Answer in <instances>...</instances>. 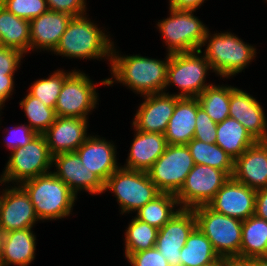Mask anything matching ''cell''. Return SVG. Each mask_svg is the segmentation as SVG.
<instances>
[{
    "label": "cell",
    "instance_id": "38",
    "mask_svg": "<svg viewBox=\"0 0 267 266\" xmlns=\"http://www.w3.org/2000/svg\"><path fill=\"white\" fill-rule=\"evenodd\" d=\"M131 266H169L168 261L156 247L135 252L127 257Z\"/></svg>",
    "mask_w": 267,
    "mask_h": 266
},
{
    "label": "cell",
    "instance_id": "44",
    "mask_svg": "<svg viewBox=\"0 0 267 266\" xmlns=\"http://www.w3.org/2000/svg\"><path fill=\"white\" fill-rule=\"evenodd\" d=\"M205 0H169V8L178 10L198 9Z\"/></svg>",
    "mask_w": 267,
    "mask_h": 266
},
{
    "label": "cell",
    "instance_id": "4",
    "mask_svg": "<svg viewBox=\"0 0 267 266\" xmlns=\"http://www.w3.org/2000/svg\"><path fill=\"white\" fill-rule=\"evenodd\" d=\"M209 29L202 46L207 47L204 52L212 72L222 78L234 76L244 70L256 57V48L249 45L230 32L215 33Z\"/></svg>",
    "mask_w": 267,
    "mask_h": 266
},
{
    "label": "cell",
    "instance_id": "20",
    "mask_svg": "<svg viewBox=\"0 0 267 266\" xmlns=\"http://www.w3.org/2000/svg\"><path fill=\"white\" fill-rule=\"evenodd\" d=\"M232 177L249 188H267V141H257L234 160Z\"/></svg>",
    "mask_w": 267,
    "mask_h": 266
},
{
    "label": "cell",
    "instance_id": "27",
    "mask_svg": "<svg viewBox=\"0 0 267 266\" xmlns=\"http://www.w3.org/2000/svg\"><path fill=\"white\" fill-rule=\"evenodd\" d=\"M240 259L267 257V221L252 215L242 223Z\"/></svg>",
    "mask_w": 267,
    "mask_h": 266
},
{
    "label": "cell",
    "instance_id": "18",
    "mask_svg": "<svg viewBox=\"0 0 267 266\" xmlns=\"http://www.w3.org/2000/svg\"><path fill=\"white\" fill-rule=\"evenodd\" d=\"M229 117L239 121L257 141H267L263 107L249 93L230 85Z\"/></svg>",
    "mask_w": 267,
    "mask_h": 266
},
{
    "label": "cell",
    "instance_id": "36",
    "mask_svg": "<svg viewBox=\"0 0 267 266\" xmlns=\"http://www.w3.org/2000/svg\"><path fill=\"white\" fill-rule=\"evenodd\" d=\"M0 2L9 12L28 21L49 10L46 0H0Z\"/></svg>",
    "mask_w": 267,
    "mask_h": 266
},
{
    "label": "cell",
    "instance_id": "14",
    "mask_svg": "<svg viewBox=\"0 0 267 266\" xmlns=\"http://www.w3.org/2000/svg\"><path fill=\"white\" fill-rule=\"evenodd\" d=\"M7 186L0 195V228L4 233L33 228L39 221L26 191L20 186Z\"/></svg>",
    "mask_w": 267,
    "mask_h": 266
},
{
    "label": "cell",
    "instance_id": "48",
    "mask_svg": "<svg viewBox=\"0 0 267 266\" xmlns=\"http://www.w3.org/2000/svg\"><path fill=\"white\" fill-rule=\"evenodd\" d=\"M206 266H226V259L219 258L216 262H213Z\"/></svg>",
    "mask_w": 267,
    "mask_h": 266
},
{
    "label": "cell",
    "instance_id": "33",
    "mask_svg": "<svg viewBox=\"0 0 267 266\" xmlns=\"http://www.w3.org/2000/svg\"><path fill=\"white\" fill-rule=\"evenodd\" d=\"M125 230V257L155 247L158 229L136 217L132 218Z\"/></svg>",
    "mask_w": 267,
    "mask_h": 266
},
{
    "label": "cell",
    "instance_id": "9",
    "mask_svg": "<svg viewBox=\"0 0 267 266\" xmlns=\"http://www.w3.org/2000/svg\"><path fill=\"white\" fill-rule=\"evenodd\" d=\"M201 54L202 50L170 54L165 89L175 85L180 89L178 97L197 98L211 86L205 82L211 66Z\"/></svg>",
    "mask_w": 267,
    "mask_h": 266
},
{
    "label": "cell",
    "instance_id": "10",
    "mask_svg": "<svg viewBox=\"0 0 267 266\" xmlns=\"http://www.w3.org/2000/svg\"><path fill=\"white\" fill-rule=\"evenodd\" d=\"M194 165L187 145L167 144L164 153L147 173L162 193L176 194Z\"/></svg>",
    "mask_w": 267,
    "mask_h": 266
},
{
    "label": "cell",
    "instance_id": "22",
    "mask_svg": "<svg viewBox=\"0 0 267 266\" xmlns=\"http://www.w3.org/2000/svg\"><path fill=\"white\" fill-rule=\"evenodd\" d=\"M73 16L48 10L29 21L30 51H54Z\"/></svg>",
    "mask_w": 267,
    "mask_h": 266
},
{
    "label": "cell",
    "instance_id": "45",
    "mask_svg": "<svg viewBox=\"0 0 267 266\" xmlns=\"http://www.w3.org/2000/svg\"><path fill=\"white\" fill-rule=\"evenodd\" d=\"M226 266H252V259H226Z\"/></svg>",
    "mask_w": 267,
    "mask_h": 266
},
{
    "label": "cell",
    "instance_id": "39",
    "mask_svg": "<svg viewBox=\"0 0 267 266\" xmlns=\"http://www.w3.org/2000/svg\"><path fill=\"white\" fill-rule=\"evenodd\" d=\"M24 53L18 49L0 46V75H15Z\"/></svg>",
    "mask_w": 267,
    "mask_h": 266
},
{
    "label": "cell",
    "instance_id": "3",
    "mask_svg": "<svg viewBox=\"0 0 267 266\" xmlns=\"http://www.w3.org/2000/svg\"><path fill=\"white\" fill-rule=\"evenodd\" d=\"M20 186L28 194L39 220H58L68 217L77 196L53 171L26 180Z\"/></svg>",
    "mask_w": 267,
    "mask_h": 266
},
{
    "label": "cell",
    "instance_id": "34",
    "mask_svg": "<svg viewBox=\"0 0 267 266\" xmlns=\"http://www.w3.org/2000/svg\"><path fill=\"white\" fill-rule=\"evenodd\" d=\"M19 105L24 110L28 118V126L36 134H44L56 119L54 108H50L42 103L38 98L29 93L20 101Z\"/></svg>",
    "mask_w": 267,
    "mask_h": 266
},
{
    "label": "cell",
    "instance_id": "1",
    "mask_svg": "<svg viewBox=\"0 0 267 266\" xmlns=\"http://www.w3.org/2000/svg\"><path fill=\"white\" fill-rule=\"evenodd\" d=\"M114 43L111 52L110 71L112 78L101 80V85L112 86L122 83L141 96L162 93L167 81V68L170 54L165 60H157L138 55L125 56L116 52ZM118 53V54H117ZM115 79V80H114Z\"/></svg>",
    "mask_w": 267,
    "mask_h": 266
},
{
    "label": "cell",
    "instance_id": "15",
    "mask_svg": "<svg viewBox=\"0 0 267 266\" xmlns=\"http://www.w3.org/2000/svg\"><path fill=\"white\" fill-rule=\"evenodd\" d=\"M256 190L230 177L207 206L215 212L244 221L255 213Z\"/></svg>",
    "mask_w": 267,
    "mask_h": 266
},
{
    "label": "cell",
    "instance_id": "29",
    "mask_svg": "<svg viewBox=\"0 0 267 266\" xmlns=\"http://www.w3.org/2000/svg\"><path fill=\"white\" fill-rule=\"evenodd\" d=\"M219 258L211 241L198 227L191 232L180 251L181 266H206Z\"/></svg>",
    "mask_w": 267,
    "mask_h": 266
},
{
    "label": "cell",
    "instance_id": "19",
    "mask_svg": "<svg viewBox=\"0 0 267 266\" xmlns=\"http://www.w3.org/2000/svg\"><path fill=\"white\" fill-rule=\"evenodd\" d=\"M88 119L56 116L55 121L43 134L52 156L75 152L89 137Z\"/></svg>",
    "mask_w": 267,
    "mask_h": 266
},
{
    "label": "cell",
    "instance_id": "17",
    "mask_svg": "<svg viewBox=\"0 0 267 266\" xmlns=\"http://www.w3.org/2000/svg\"><path fill=\"white\" fill-rule=\"evenodd\" d=\"M53 173L61 179L77 196L79 191L85 190L89 194L97 195L104 192V182L82 163L76 152L60 153L53 156Z\"/></svg>",
    "mask_w": 267,
    "mask_h": 266
},
{
    "label": "cell",
    "instance_id": "11",
    "mask_svg": "<svg viewBox=\"0 0 267 266\" xmlns=\"http://www.w3.org/2000/svg\"><path fill=\"white\" fill-rule=\"evenodd\" d=\"M96 86L88 75L75 69L62 85L55 105L56 116L88 119L99 100Z\"/></svg>",
    "mask_w": 267,
    "mask_h": 266
},
{
    "label": "cell",
    "instance_id": "31",
    "mask_svg": "<svg viewBox=\"0 0 267 266\" xmlns=\"http://www.w3.org/2000/svg\"><path fill=\"white\" fill-rule=\"evenodd\" d=\"M175 206H179L175 194L161 193L136 211L135 217L159 230L180 210Z\"/></svg>",
    "mask_w": 267,
    "mask_h": 266
},
{
    "label": "cell",
    "instance_id": "26",
    "mask_svg": "<svg viewBox=\"0 0 267 266\" xmlns=\"http://www.w3.org/2000/svg\"><path fill=\"white\" fill-rule=\"evenodd\" d=\"M257 140L236 119L228 117L216 128V144L234 160Z\"/></svg>",
    "mask_w": 267,
    "mask_h": 266
},
{
    "label": "cell",
    "instance_id": "23",
    "mask_svg": "<svg viewBox=\"0 0 267 266\" xmlns=\"http://www.w3.org/2000/svg\"><path fill=\"white\" fill-rule=\"evenodd\" d=\"M135 131L124 168L147 172L164 153L167 146L164 134Z\"/></svg>",
    "mask_w": 267,
    "mask_h": 266
},
{
    "label": "cell",
    "instance_id": "47",
    "mask_svg": "<svg viewBox=\"0 0 267 266\" xmlns=\"http://www.w3.org/2000/svg\"><path fill=\"white\" fill-rule=\"evenodd\" d=\"M4 236H5V233L0 228V266H1V257H2V248H3Z\"/></svg>",
    "mask_w": 267,
    "mask_h": 266
},
{
    "label": "cell",
    "instance_id": "5",
    "mask_svg": "<svg viewBox=\"0 0 267 266\" xmlns=\"http://www.w3.org/2000/svg\"><path fill=\"white\" fill-rule=\"evenodd\" d=\"M197 227L223 259H240L243 221L213 211L207 205L193 209Z\"/></svg>",
    "mask_w": 267,
    "mask_h": 266
},
{
    "label": "cell",
    "instance_id": "8",
    "mask_svg": "<svg viewBox=\"0 0 267 266\" xmlns=\"http://www.w3.org/2000/svg\"><path fill=\"white\" fill-rule=\"evenodd\" d=\"M170 10L157 28L163 36L169 54L201 50L208 28L194 16L195 10Z\"/></svg>",
    "mask_w": 267,
    "mask_h": 266
},
{
    "label": "cell",
    "instance_id": "37",
    "mask_svg": "<svg viewBox=\"0 0 267 266\" xmlns=\"http://www.w3.org/2000/svg\"><path fill=\"white\" fill-rule=\"evenodd\" d=\"M196 126L193 139L199 141L214 144L216 143V128L217 123H215L210 116L205 112V110L200 107L199 101L197 99V115H196Z\"/></svg>",
    "mask_w": 267,
    "mask_h": 266
},
{
    "label": "cell",
    "instance_id": "43",
    "mask_svg": "<svg viewBox=\"0 0 267 266\" xmlns=\"http://www.w3.org/2000/svg\"><path fill=\"white\" fill-rule=\"evenodd\" d=\"M254 215L267 221V188L256 190Z\"/></svg>",
    "mask_w": 267,
    "mask_h": 266
},
{
    "label": "cell",
    "instance_id": "32",
    "mask_svg": "<svg viewBox=\"0 0 267 266\" xmlns=\"http://www.w3.org/2000/svg\"><path fill=\"white\" fill-rule=\"evenodd\" d=\"M211 85L197 97L200 107L215 123H220L229 117L230 86Z\"/></svg>",
    "mask_w": 267,
    "mask_h": 266
},
{
    "label": "cell",
    "instance_id": "30",
    "mask_svg": "<svg viewBox=\"0 0 267 266\" xmlns=\"http://www.w3.org/2000/svg\"><path fill=\"white\" fill-rule=\"evenodd\" d=\"M187 147L193 158L194 164L208 165L224 171L232 177L234 171V159L228 155L216 143L210 144L192 139Z\"/></svg>",
    "mask_w": 267,
    "mask_h": 266
},
{
    "label": "cell",
    "instance_id": "35",
    "mask_svg": "<svg viewBox=\"0 0 267 266\" xmlns=\"http://www.w3.org/2000/svg\"><path fill=\"white\" fill-rule=\"evenodd\" d=\"M56 70L46 79L35 81L29 88V94L38 98L42 103L55 109V105L60 94L65 79L73 72Z\"/></svg>",
    "mask_w": 267,
    "mask_h": 266
},
{
    "label": "cell",
    "instance_id": "25",
    "mask_svg": "<svg viewBox=\"0 0 267 266\" xmlns=\"http://www.w3.org/2000/svg\"><path fill=\"white\" fill-rule=\"evenodd\" d=\"M36 236L32 228L5 233L1 266H28L35 259Z\"/></svg>",
    "mask_w": 267,
    "mask_h": 266
},
{
    "label": "cell",
    "instance_id": "40",
    "mask_svg": "<svg viewBox=\"0 0 267 266\" xmlns=\"http://www.w3.org/2000/svg\"><path fill=\"white\" fill-rule=\"evenodd\" d=\"M48 9L55 12L67 13L73 17L86 13V0H46Z\"/></svg>",
    "mask_w": 267,
    "mask_h": 266
},
{
    "label": "cell",
    "instance_id": "21",
    "mask_svg": "<svg viewBox=\"0 0 267 266\" xmlns=\"http://www.w3.org/2000/svg\"><path fill=\"white\" fill-rule=\"evenodd\" d=\"M75 152L81 158V163L104 183L120 167L116 158V146L105 138L89 135Z\"/></svg>",
    "mask_w": 267,
    "mask_h": 266
},
{
    "label": "cell",
    "instance_id": "12",
    "mask_svg": "<svg viewBox=\"0 0 267 266\" xmlns=\"http://www.w3.org/2000/svg\"><path fill=\"white\" fill-rule=\"evenodd\" d=\"M229 178L222 170L195 164L175 194L179 208L194 209L207 205Z\"/></svg>",
    "mask_w": 267,
    "mask_h": 266
},
{
    "label": "cell",
    "instance_id": "42",
    "mask_svg": "<svg viewBox=\"0 0 267 266\" xmlns=\"http://www.w3.org/2000/svg\"><path fill=\"white\" fill-rule=\"evenodd\" d=\"M14 75H0V111L14 89Z\"/></svg>",
    "mask_w": 267,
    "mask_h": 266
},
{
    "label": "cell",
    "instance_id": "16",
    "mask_svg": "<svg viewBox=\"0 0 267 266\" xmlns=\"http://www.w3.org/2000/svg\"><path fill=\"white\" fill-rule=\"evenodd\" d=\"M140 104L132 121L135 130L164 134L172 117L176 102L181 98L166 92L142 96Z\"/></svg>",
    "mask_w": 267,
    "mask_h": 266
},
{
    "label": "cell",
    "instance_id": "2",
    "mask_svg": "<svg viewBox=\"0 0 267 266\" xmlns=\"http://www.w3.org/2000/svg\"><path fill=\"white\" fill-rule=\"evenodd\" d=\"M85 14L73 17L53 51L56 55L77 59H109L113 43L106 33ZM103 31V32H102Z\"/></svg>",
    "mask_w": 267,
    "mask_h": 266
},
{
    "label": "cell",
    "instance_id": "7",
    "mask_svg": "<svg viewBox=\"0 0 267 266\" xmlns=\"http://www.w3.org/2000/svg\"><path fill=\"white\" fill-rule=\"evenodd\" d=\"M5 170L0 177V184L22 182L37 176L48 174L53 166V156L49 152L43 134H37L24 147L11 150Z\"/></svg>",
    "mask_w": 267,
    "mask_h": 266
},
{
    "label": "cell",
    "instance_id": "41",
    "mask_svg": "<svg viewBox=\"0 0 267 266\" xmlns=\"http://www.w3.org/2000/svg\"><path fill=\"white\" fill-rule=\"evenodd\" d=\"M12 129V130H11ZM8 130V134L5 138L6 147L10 149L9 151L24 147L29 141L34 138L37 134L28 125H17Z\"/></svg>",
    "mask_w": 267,
    "mask_h": 266
},
{
    "label": "cell",
    "instance_id": "28",
    "mask_svg": "<svg viewBox=\"0 0 267 266\" xmlns=\"http://www.w3.org/2000/svg\"><path fill=\"white\" fill-rule=\"evenodd\" d=\"M29 21L15 16L0 4V46L30 52Z\"/></svg>",
    "mask_w": 267,
    "mask_h": 266
},
{
    "label": "cell",
    "instance_id": "13",
    "mask_svg": "<svg viewBox=\"0 0 267 266\" xmlns=\"http://www.w3.org/2000/svg\"><path fill=\"white\" fill-rule=\"evenodd\" d=\"M197 227L193 209L180 208L178 212L158 230L155 247L169 263L181 266L180 251L191 232Z\"/></svg>",
    "mask_w": 267,
    "mask_h": 266
},
{
    "label": "cell",
    "instance_id": "24",
    "mask_svg": "<svg viewBox=\"0 0 267 266\" xmlns=\"http://www.w3.org/2000/svg\"><path fill=\"white\" fill-rule=\"evenodd\" d=\"M197 115V98H180L164 133L167 144L187 145L194 136Z\"/></svg>",
    "mask_w": 267,
    "mask_h": 266
},
{
    "label": "cell",
    "instance_id": "6",
    "mask_svg": "<svg viewBox=\"0 0 267 266\" xmlns=\"http://www.w3.org/2000/svg\"><path fill=\"white\" fill-rule=\"evenodd\" d=\"M112 191L117 198L121 214L138 211L162 192L145 171L120 166L104 183V192Z\"/></svg>",
    "mask_w": 267,
    "mask_h": 266
},
{
    "label": "cell",
    "instance_id": "46",
    "mask_svg": "<svg viewBox=\"0 0 267 266\" xmlns=\"http://www.w3.org/2000/svg\"><path fill=\"white\" fill-rule=\"evenodd\" d=\"M252 266H267V257L252 258Z\"/></svg>",
    "mask_w": 267,
    "mask_h": 266
}]
</instances>
